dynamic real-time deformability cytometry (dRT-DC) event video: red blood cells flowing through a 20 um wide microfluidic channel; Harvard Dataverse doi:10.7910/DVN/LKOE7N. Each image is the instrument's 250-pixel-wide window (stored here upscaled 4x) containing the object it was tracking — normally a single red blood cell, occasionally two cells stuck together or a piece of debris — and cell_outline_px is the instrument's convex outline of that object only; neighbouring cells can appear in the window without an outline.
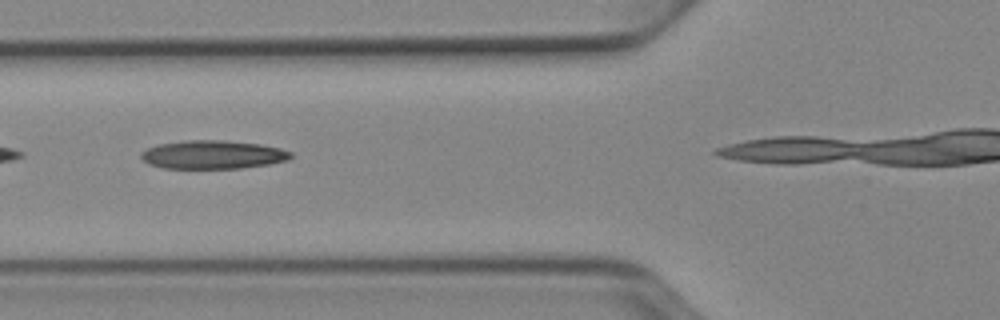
{"species": "Egyptian fruit bat (a non-hibernating species)", "species_latin": "Rousettus aegyptiacus", "temperature_condition": "cold", "stored_images_in_passage": 14, "camera_frame_rate_fps": 3000, "um_per_image_px": 0.085, "animal": {"sex": "female"}, "frame": {"image": 1, "passage_image": 8, "time_ms": 2.333, "image_size_px": [1000, 320], "cell_outline_px": [[292, 156], [288, 160], [268, 164], [240, 168], [164, 168], [148, 164], [140, 156], [140, 152], [148, 148], [160, 144], [184, 140], [224, 140], [260, 144], [280, 148], [292, 152]], "centroid_in_image_um": [18.09, 13.14], "position_along_channel_um": 107.7, "area_um2": 24.8}}